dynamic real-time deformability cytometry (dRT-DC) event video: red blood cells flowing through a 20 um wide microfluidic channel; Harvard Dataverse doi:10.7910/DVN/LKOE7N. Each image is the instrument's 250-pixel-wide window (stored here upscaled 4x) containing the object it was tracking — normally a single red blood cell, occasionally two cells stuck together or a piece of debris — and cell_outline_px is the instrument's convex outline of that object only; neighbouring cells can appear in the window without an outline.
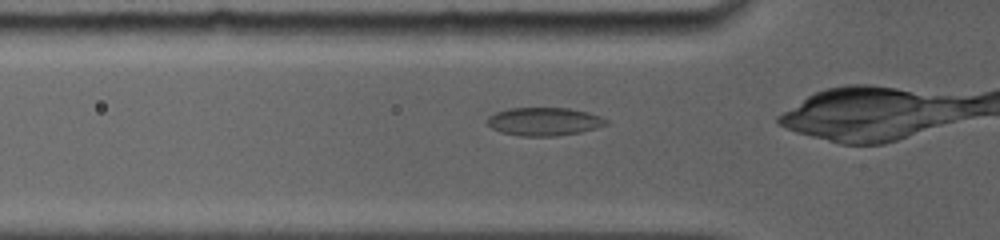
{"species": "common noctule bat (a hibernating species)", "species_latin": "Nyctalus noctula", "temperature_condition": "room temperature", "stored_images_in_passage": 11, "camera_frame_rate_fps": 5000, "um_per_image_px": 0.085, "animal": {"sex": "female", "body_mass_g": 19.0, "forearm_length_mm": 56.7}, "frame": {"image": 1, "passage_image": 2, "time_ms": 0.2, "image_size_px": [1000, 240], "cell_outline_px": [[608, 124], [596, 128], [580, 132], [556, 136], [520, 136], [500, 132], [492, 128], [488, 124], [488, 116], [496, 112], [508, 108], [568, 108], [588, 112], [600, 116], [608, 120]], "centroid_in_image_um": [46.25, 10.33], "position_along_channel_um": 79.5, "area_um2": 19.54}}
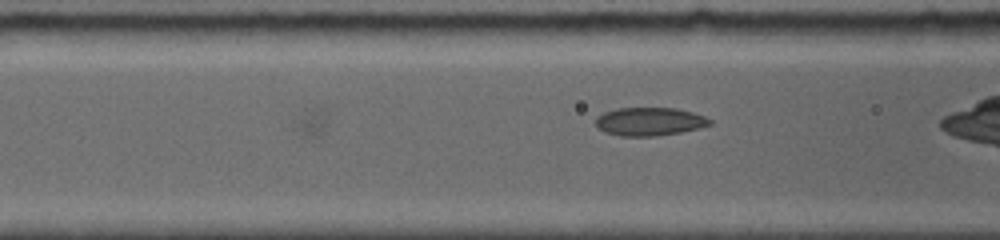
{"frame": {"image": 2, "passage_image": 5, "time_ms": 1.0, "image_size_px": [1000, 240], "cell_outline_px": [[712, 124], [700, 128], [680, 132], [656, 136], [620, 136], [604, 132], [596, 128], [596, 116], [604, 112], [616, 108], [676, 108], [692, 112], [704, 116], [712, 120]], "centroid_in_image_um": [55.19, 10.33], "position_along_channel_um": 111.4, "area_um2": 18.96}}
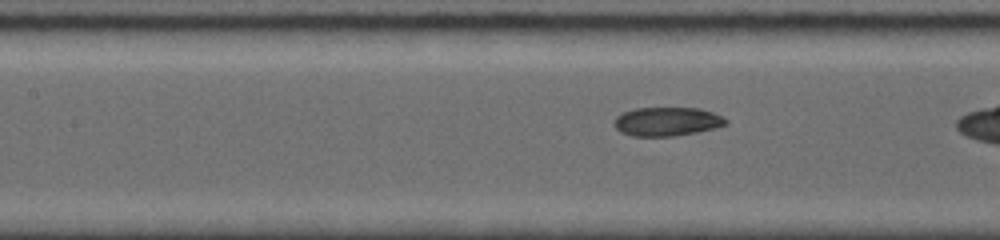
{"frame": {"image": 3, "passage_image": 10, "time_ms": 2.0, "image_size_px": [1000, 240], "cell_outline_px": [[728, 124], [716, 128], [676, 136], [632, 136], [620, 132], [612, 124], [616, 116], [624, 112], [636, 108], [700, 108], [724, 116], [728, 120]], "centroid_in_image_um": [56.71, 10.33], "position_along_channel_um": 150.7, "area_um2": 18.96}}